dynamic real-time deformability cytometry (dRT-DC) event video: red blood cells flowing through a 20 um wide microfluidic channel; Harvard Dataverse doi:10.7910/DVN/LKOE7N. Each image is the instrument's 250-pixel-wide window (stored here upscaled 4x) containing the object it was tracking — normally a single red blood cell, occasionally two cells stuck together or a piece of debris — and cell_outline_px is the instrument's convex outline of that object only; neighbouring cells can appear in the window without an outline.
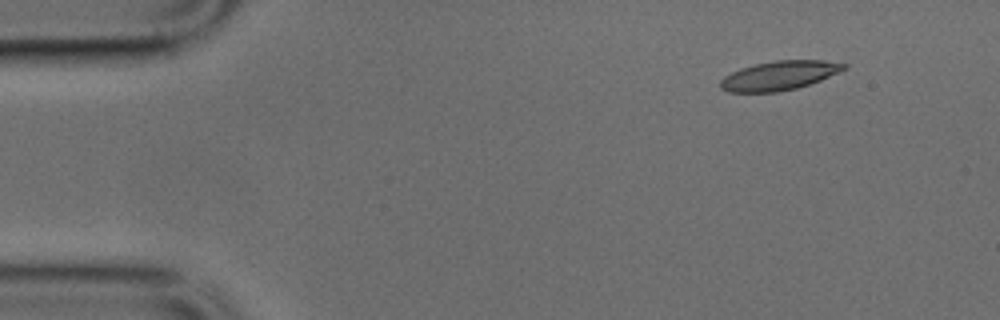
{"species": "common noctule bat (a hibernating species)", "species_latin": "Nyctalus noctula", "temperature_condition": "cold", "stored_images_in_passage": 45, "camera_frame_rate_fps": 3000, "um_per_image_px": 0.085, "animal": {"sex": "male", "body_mass_g": 17.9, "forearm_length_mm": 54.2}, "frame": {"image": 1, "passage_image": 1, "time_ms": 0.0, "image_size_px": [1000, 320], "cell_outline_px": [[848, 68], [820, 80], [796, 88], [776, 92], [728, 92], [720, 88], [720, 80], [724, 76], [740, 68], [756, 64], [776, 60], [820, 60], [848, 64]], "centroid_in_image_um": [66.22, 6.42], "position_along_channel_um": 18.8, "area_um2": 20.87}}
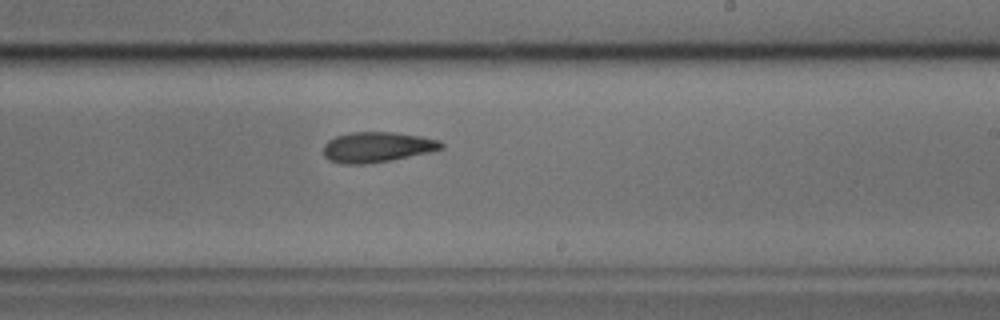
{"frame": {"image": 2, "passage_image": 25, "time_ms": 8.0, "image_size_px": [1000, 320], "cell_outline_px": [[444, 148], [428, 152], [392, 160], [368, 164], [340, 164], [328, 160], [324, 156], [324, 144], [328, 140], [336, 136], [348, 132], [392, 132], [420, 136], [440, 140], [444, 144]], "centroid_in_image_um": [32.02, 12.51], "position_along_channel_um": 257.0, "area_um2": 20.98}}
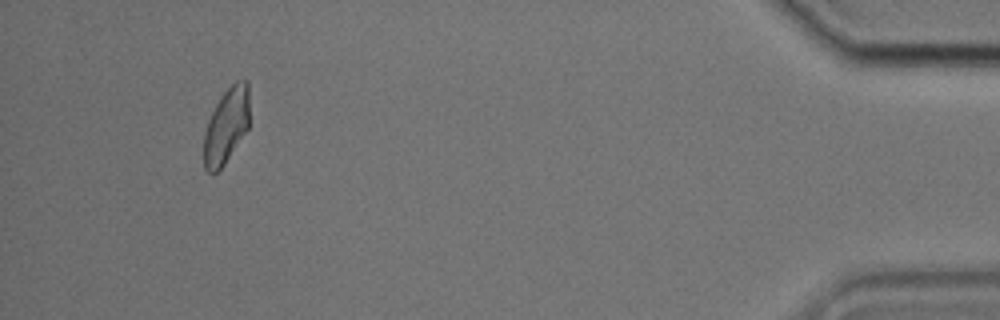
{"frame": {"image": 3, "passage_image": 42, "time_ms": 13.667, "image_size_px": [1000, 320], "cell_outline_px": [[248, 128], [224, 164], [212, 176], [204, 168], [204, 132], [208, 120], [216, 104], [224, 92], [236, 80], [248, 80]], "centroid_in_image_um": [19.22, 10.7], "position_along_channel_um": 416.0, "area_um2": 19.83}}